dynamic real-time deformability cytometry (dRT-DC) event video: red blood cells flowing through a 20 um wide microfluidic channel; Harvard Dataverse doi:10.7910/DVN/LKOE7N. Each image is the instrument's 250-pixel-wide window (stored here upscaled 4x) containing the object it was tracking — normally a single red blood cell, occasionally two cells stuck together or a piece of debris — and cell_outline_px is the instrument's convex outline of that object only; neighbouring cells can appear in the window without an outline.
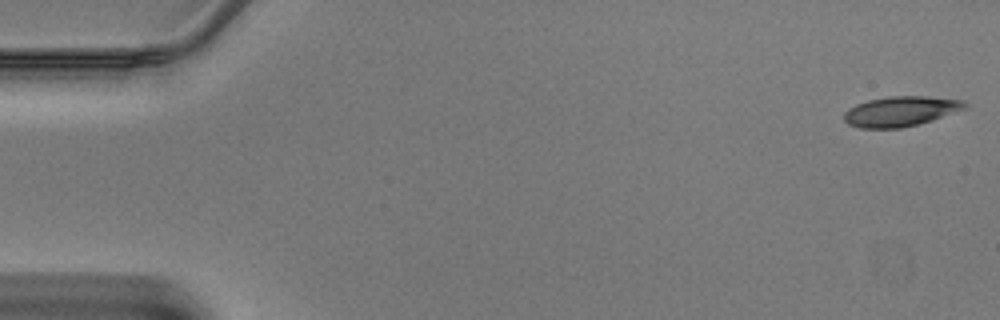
{"species": "Egyptian fruit bat (a non-hibernating species)", "species_latin": "Rousettus aegyptiacus", "temperature_condition": "warm", "stored_images_in_passage": 45, "camera_frame_rate_fps": 3000, "um_per_image_px": 0.085, "animal": {"sex": "male"}, "frame": {"image": 1, "passage_image": 1, "time_ms": 0.0, "image_size_px": [1000, 320], "cell_outline_px": [[968, 108], [920, 124], [900, 128], [860, 128], [848, 124], [844, 120], [844, 112], [848, 108], [856, 104], [868, 100], [888, 96], [928, 96], [964, 100], [968, 104]], "centroid_in_image_um": [76.58, 9.46], "position_along_channel_um": 8.4, "area_um2": 21.39}}
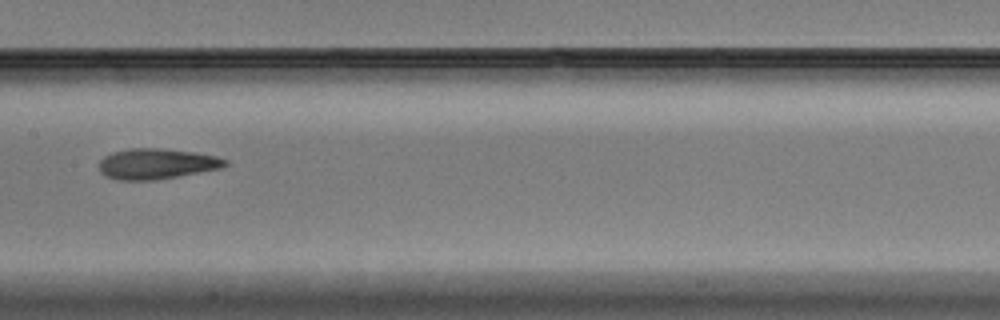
{"frame": {"image": 2, "passage_image": 23, "time_ms": 7.333, "image_size_px": [1000, 320], "cell_outline_px": [[228, 164], [224, 168], [152, 180], [116, 180], [100, 172], [100, 160], [104, 156], [112, 152], [132, 148], [164, 148], [192, 152], [216, 156], [228, 160]], "centroid_in_image_um": [13.33, 13.92], "position_along_channel_um": 194.1, "area_um2": 22.37}}
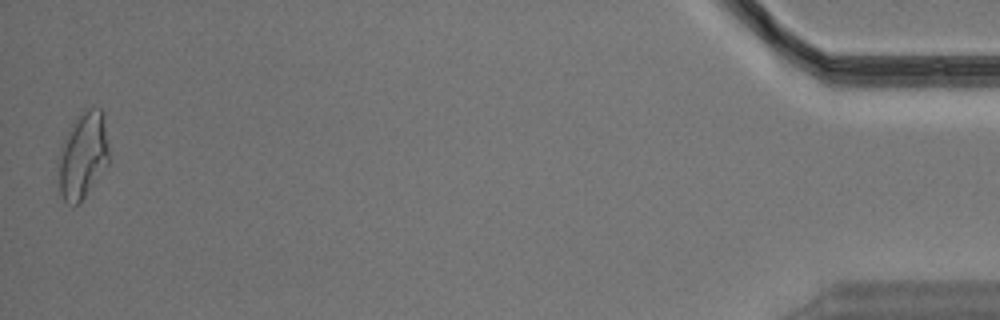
{"frame": {"image": 3, "passage_image": 45, "time_ms": 14.667, "image_size_px": [1000, 320], "cell_outline_px": [[108, 164], [80, 204], [72, 208], [60, 196], [56, 164], [60, 144], [76, 120], [84, 112], [92, 108], [100, 108], [104, 112], [108, 144]], "centroid_in_image_um": [7.01, 13.3], "position_along_channel_um": 428.2, "area_um2": 25.95}}